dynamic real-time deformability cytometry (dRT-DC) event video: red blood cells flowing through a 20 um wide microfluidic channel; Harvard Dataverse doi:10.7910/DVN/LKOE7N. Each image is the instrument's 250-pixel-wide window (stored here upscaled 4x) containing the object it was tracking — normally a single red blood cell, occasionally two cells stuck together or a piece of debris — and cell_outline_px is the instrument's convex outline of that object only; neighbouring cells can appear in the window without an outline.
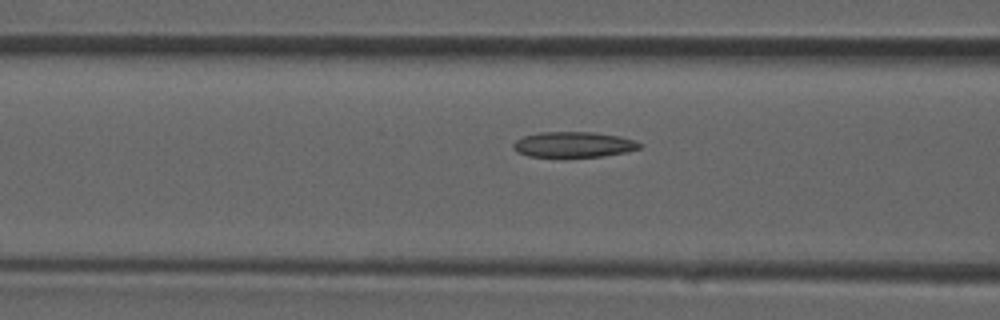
{"species": "common noctule bat (a hibernating species)", "species_latin": "Nyctalus noctula", "temperature_condition": "room temperature", "stored_images_in_passage": 23, "camera_frame_rate_fps": 3000, "um_per_image_px": 0.085, "animal": {"sex": "male", "forearm_length_mm": 52.5}, "frame": {"image": 1, "passage_image": 11, "time_ms": 3.333, "image_size_px": [1000, 320], "cell_outline_px": [[644, 144], [640, 148], [628, 152], [604, 156], [564, 160], [528, 156], [516, 152], [512, 148], [512, 144], [516, 140], [524, 136], [540, 132], [592, 132], [620, 136], [636, 140]], "centroid_in_image_um": [48.75, 12.34], "position_along_channel_um": 117.9, "area_um2": 19.94}}
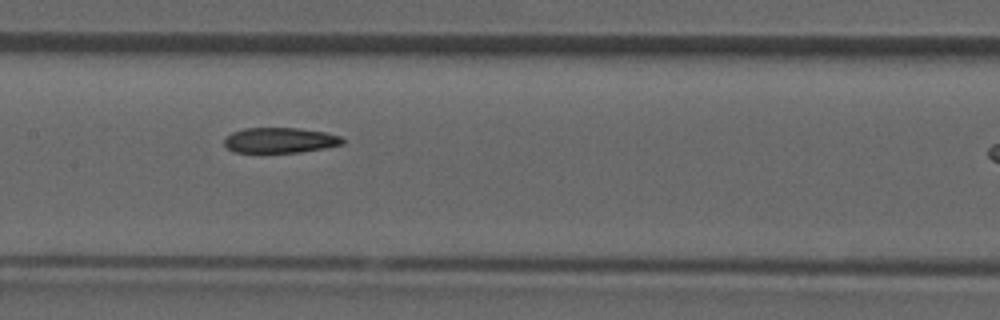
{"frame": {"image": 2, "passage_image": 15, "time_ms": 4.667, "image_size_px": [1000, 320], "cell_outline_px": [[344, 144], [324, 148], [300, 152], [236, 152], [228, 148], [224, 144], [224, 140], [232, 132], [244, 128], [296, 128], [324, 132], [340, 136], [344, 140]], "centroid_in_image_um": [23.81, 11.92], "position_along_channel_um": 183.6, "area_um2": 17.28}}
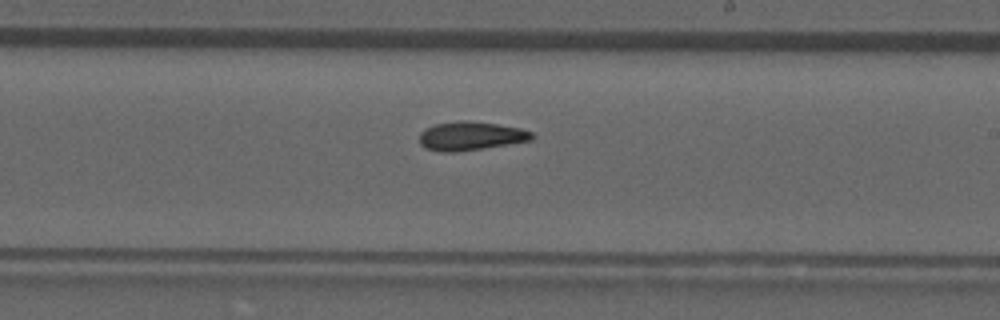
{"frame": {"image": 3, "passage_image": 19, "time_ms": 6.0, "image_size_px": [1000, 320], "cell_outline_px": [[536, 136], [532, 140], [456, 152], [440, 152], [424, 148], [420, 144], [420, 132], [424, 128], [436, 124], [464, 120], [468, 120], [496, 124], [520, 128], [532, 132]], "centroid_in_image_um": [39.99, 11.56], "position_along_channel_um": 249.0, "area_um2": 18.79}}